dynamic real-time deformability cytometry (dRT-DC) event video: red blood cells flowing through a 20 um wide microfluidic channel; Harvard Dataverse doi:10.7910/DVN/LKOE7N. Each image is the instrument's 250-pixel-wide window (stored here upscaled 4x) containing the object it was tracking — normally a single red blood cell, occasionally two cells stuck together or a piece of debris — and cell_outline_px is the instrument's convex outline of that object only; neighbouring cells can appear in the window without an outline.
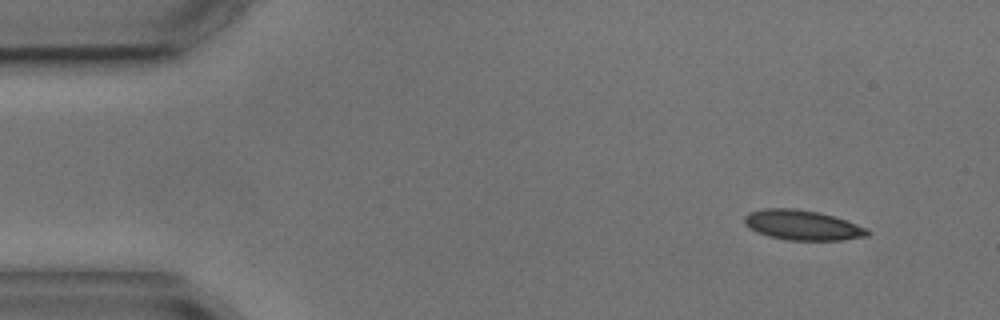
{"species": "common noctule bat (a hibernating species)", "species_latin": "Nyctalus noctula", "temperature_condition": "cold", "stored_images_in_passage": 3, "camera_frame_rate_fps": 3000, "um_per_image_px": 0.085, "animal": {"sex": "male", "body_mass_g": 17.9, "forearm_length_mm": 54.2}, "frame": {"image": 1, "passage_image": 1, "time_ms": 0.0, "image_size_px": [1000, 320], "cell_outline_px": [[872, 232], [868, 236], [840, 240], [788, 240], [768, 236], [756, 232], [748, 228], [744, 224], [744, 216], [748, 212], [764, 208], [792, 208], [816, 212], [832, 216], [868, 228]], "centroid_in_image_um": [68.17, 19.14], "position_along_channel_um": 16.8, "area_um2": 21.5}}